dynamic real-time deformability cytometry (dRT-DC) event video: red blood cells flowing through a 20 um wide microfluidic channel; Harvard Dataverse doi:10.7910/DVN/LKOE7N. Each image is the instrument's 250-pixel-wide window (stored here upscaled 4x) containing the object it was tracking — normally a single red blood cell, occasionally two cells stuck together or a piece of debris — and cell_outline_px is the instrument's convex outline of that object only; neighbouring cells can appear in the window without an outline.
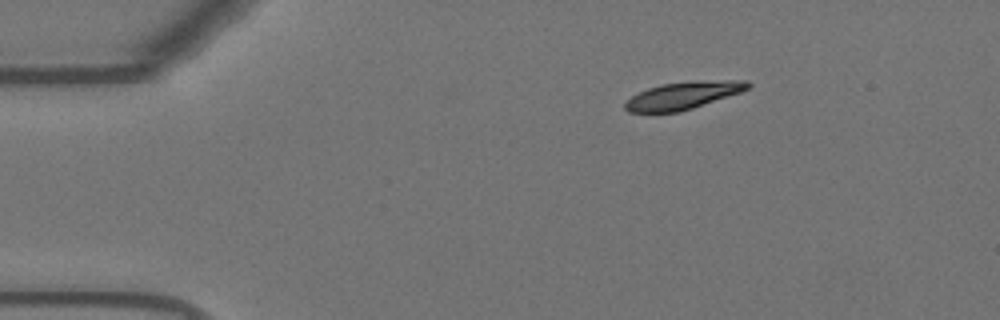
{"species": "Egyptian fruit bat (a non-hibernating species)", "species_latin": "Rousettus aegyptiacus", "temperature_condition": "warm", "stored_images_in_passage": 47, "camera_frame_rate_fps": 3000, "um_per_image_px": 0.085, "animal": {"sex": "female"}, "frame": {"image": 1, "passage_image": 1, "time_ms": 0.0, "image_size_px": [1000, 320], "cell_outline_px": [[752, 84], [748, 88], [740, 92], [680, 112], [628, 112], [624, 108], [624, 104], [632, 96], [648, 88], [660, 84], [696, 80], [748, 80]], "centroid_in_image_um": [58.08, 8.1], "position_along_channel_um": 26.9, "area_um2": 19.54}}
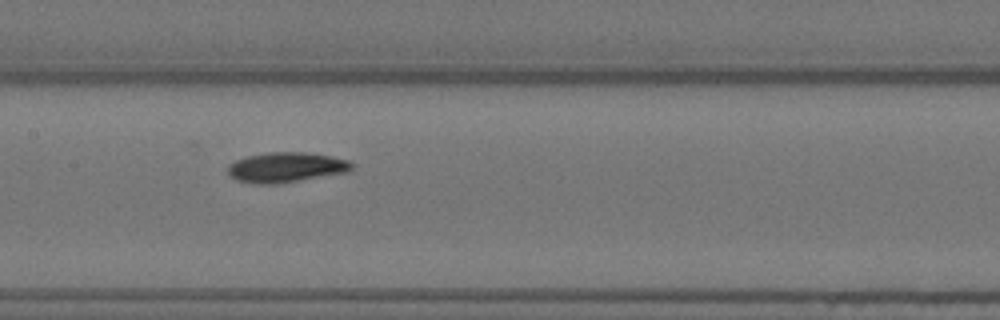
{"frame": {"image": 2, "passage_image": 19, "time_ms": 6.0, "image_size_px": [1000, 320], "cell_outline_px": [[356, 164], [348, 172], [276, 184], [260, 184], [236, 180], [228, 172], [228, 164], [236, 160], [248, 156], [268, 152], [304, 152], [332, 156], [348, 160]], "centroid_in_image_um": [24.35, 14.21], "position_along_channel_um": 183.1, "area_um2": 21.68}}
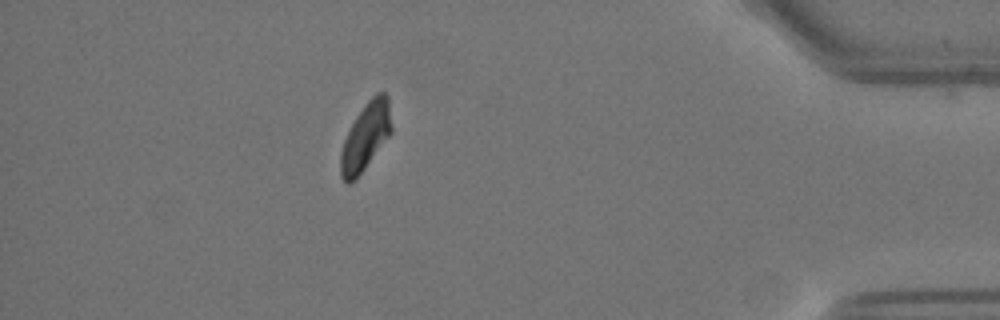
{"frame": {"image": 3, "passage_image": 41, "time_ms": 13.333, "image_size_px": [1000, 320], "cell_outline_px": [[392, 132], [356, 180], [348, 184], [340, 176], [340, 152], [344, 140], [356, 116], [364, 104], [376, 92], [384, 92], [388, 96], [392, 128]], "centroid_in_image_um": [31.07, 11.62], "position_along_channel_um": 404.1, "area_um2": 20.06}, "authors_computed_cell_mechanics": {"area_um2": 20.6924, "velocity_mm_per_s": 3.6588, "shape_relaxation_time_tau1_ms": 3.3535, "shape_relaxation_time_tau2_ms": null, "deformation_change_tau1": 0.1402, "deformation_change_tau2": null}}